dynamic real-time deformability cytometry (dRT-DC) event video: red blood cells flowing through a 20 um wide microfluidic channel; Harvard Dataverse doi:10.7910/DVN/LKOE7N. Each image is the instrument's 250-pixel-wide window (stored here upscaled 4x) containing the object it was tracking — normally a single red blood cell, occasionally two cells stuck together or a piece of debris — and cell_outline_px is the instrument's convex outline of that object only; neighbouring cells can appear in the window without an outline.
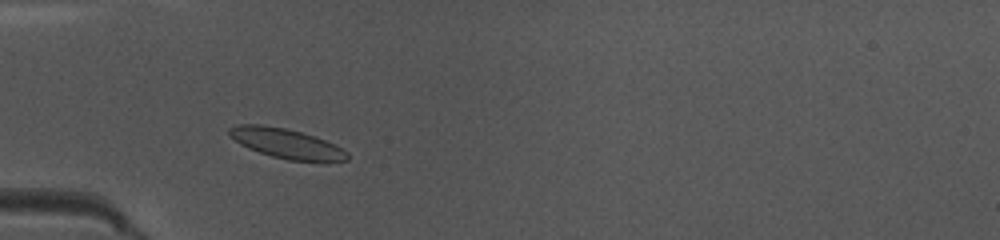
{"species": "common noctule bat (a hibernating species)", "species_latin": "Nyctalus noctula", "temperature_condition": "warm", "stored_images_in_passage": 48, "camera_frame_rate_fps": 3000, "um_per_image_px": 0.085, "animal": {"sex": "female", "body_mass_g": 10.0, "forearm_length_mm": 53.1}, "frame": {"image": 1, "passage_image": 14, "time_ms": 4.333, "image_size_px": [1000, 240], "cell_outline_px": [[348, 160], [288, 160], [272, 156], [248, 148], [240, 144], [228, 136], [228, 128], [236, 124], [260, 124], [284, 128], [316, 136], [348, 152]], "centroid_in_image_um": [24.25, 12.16], "position_along_channel_um": 60.8, "area_um2": 20.11}}
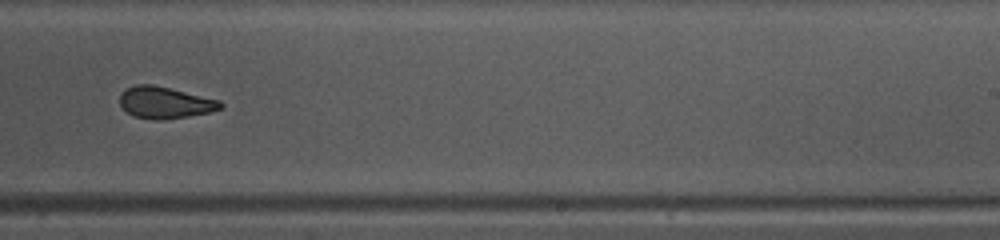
{"frame": {"image": 2, "passage_image": 30, "time_ms": 9.667, "image_size_px": [1000, 240], "cell_outline_px": [[224, 108], [212, 112], [188, 116], [156, 120], [132, 116], [120, 104], [120, 92], [136, 84], [152, 84], [220, 100], [224, 104]], "centroid_in_image_um": [14.05, 8.72], "position_along_channel_um": 275.0, "area_um2": 18.55}}
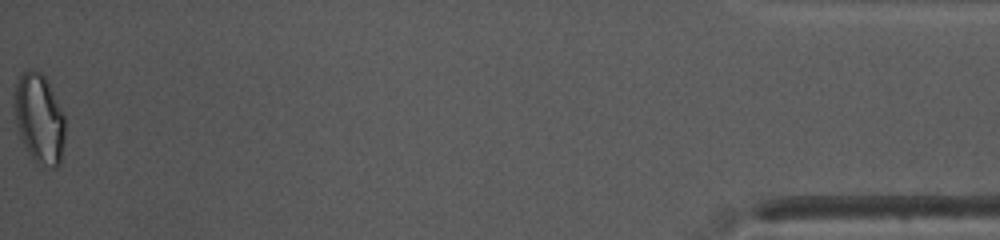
{"frame": {"image": 3, "passage_image": 48, "time_ms": 15.667, "image_size_px": [1000, 240], "cell_outline_px": [[64, 140], [60, 164], [56, 168], [52, 168], [36, 160], [28, 152], [20, 136], [16, 124], [12, 104], [16, 84], [20, 76], [28, 68], [32, 68], [40, 72], [44, 76], [64, 116]], "centroid_in_image_um": [3.31, 10.06], "position_along_channel_um": 431.9, "area_um2": 26.18}, "authors_computed_cell_mechanics": {"area_um2": 19.652, "velocity_mm_per_s": 4.0879, "shape_relaxation_time_tau1_ms": null, "shape_relaxation_time_tau2_ms": 1.7453, "deformation_change_tau1": null, "deformation_change_tau2": 0.0734}}